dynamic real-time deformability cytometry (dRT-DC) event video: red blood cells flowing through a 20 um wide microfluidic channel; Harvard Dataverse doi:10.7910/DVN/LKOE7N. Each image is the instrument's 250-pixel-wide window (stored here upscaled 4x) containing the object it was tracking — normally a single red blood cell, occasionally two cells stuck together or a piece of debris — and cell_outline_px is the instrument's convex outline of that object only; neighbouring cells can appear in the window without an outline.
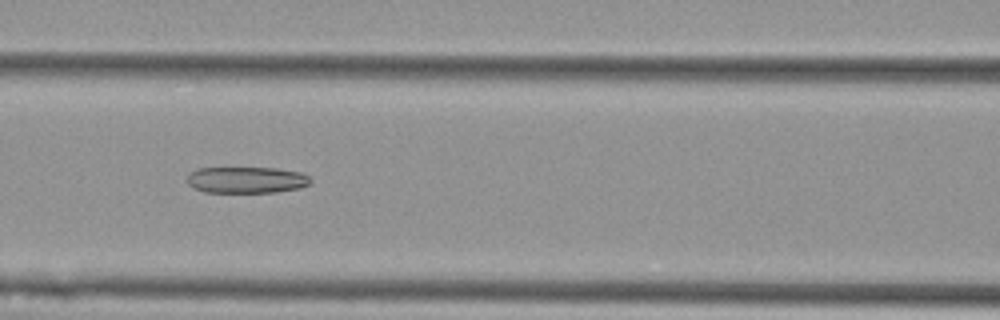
{"species": "Egyptian fruit bat (a non-hibernating species)", "species_latin": "Rousettus aegyptiacus", "temperature_condition": "cold", "stored_images_in_passage": 7, "camera_frame_rate_fps": 3000, "um_per_image_px": 0.085, "animal": {"sex": "female"}, "frame": {"image": 1, "passage_image": 4, "time_ms": 1.0, "image_size_px": [1000, 320], "cell_outline_px": [[312, 180], [308, 184], [300, 188], [276, 192], [204, 192], [188, 184], [188, 176], [196, 168], [276, 168], [300, 172], [308, 176]], "centroid_in_image_um": [20.97, 15.29], "position_along_channel_um": 145.6, "area_um2": 18.84}}
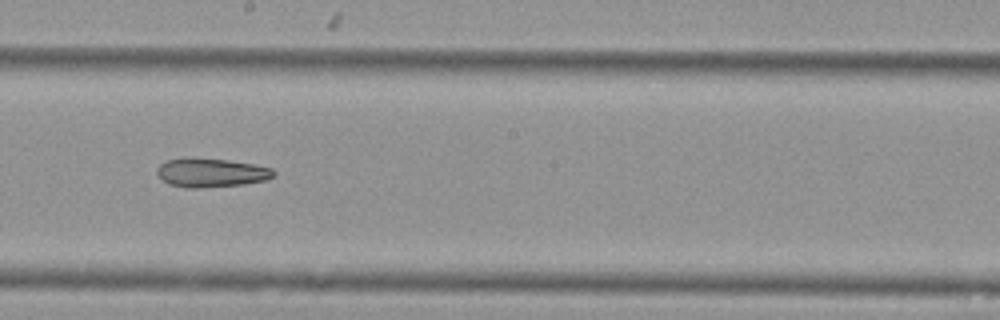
{"frame": {"image": 2, "passage_image": 6, "time_ms": 1.667, "image_size_px": [1000, 320], "cell_outline_px": [[276, 172], [272, 176], [264, 180], [244, 184], [200, 188], [184, 188], [168, 184], [160, 180], [156, 172], [156, 168], [160, 164], [168, 160], [184, 156], [188, 156], [228, 160], [252, 164], [272, 168]], "centroid_in_image_um": [17.85, 14.67], "position_along_channel_um": 230.3, "area_um2": 20.0}}
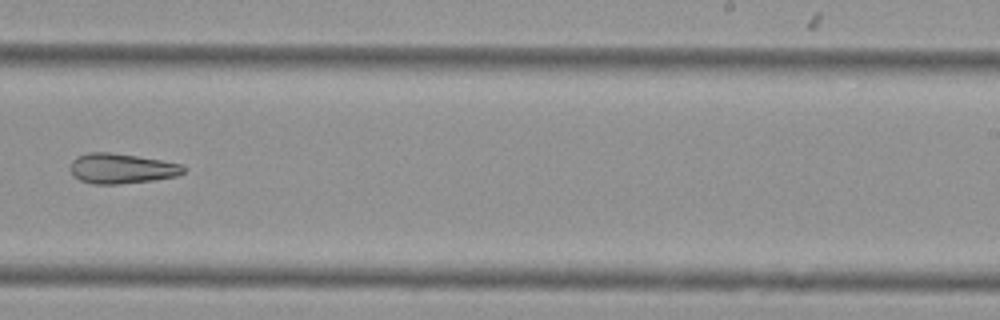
{"frame": {"image": 3, "passage_image": 7, "time_ms": 2.0, "image_size_px": [1000, 320], "cell_outline_px": [[184, 172], [176, 176], [152, 180], [120, 184], [92, 184], [80, 180], [72, 172], [72, 160], [76, 156], [88, 152], [108, 152], [136, 156], [160, 160], [180, 164], [184, 168]], "centroid_in_image_um": [10.31, 14.32], "position_along_channel_um": 278.7, "area_um2": 19.54}}